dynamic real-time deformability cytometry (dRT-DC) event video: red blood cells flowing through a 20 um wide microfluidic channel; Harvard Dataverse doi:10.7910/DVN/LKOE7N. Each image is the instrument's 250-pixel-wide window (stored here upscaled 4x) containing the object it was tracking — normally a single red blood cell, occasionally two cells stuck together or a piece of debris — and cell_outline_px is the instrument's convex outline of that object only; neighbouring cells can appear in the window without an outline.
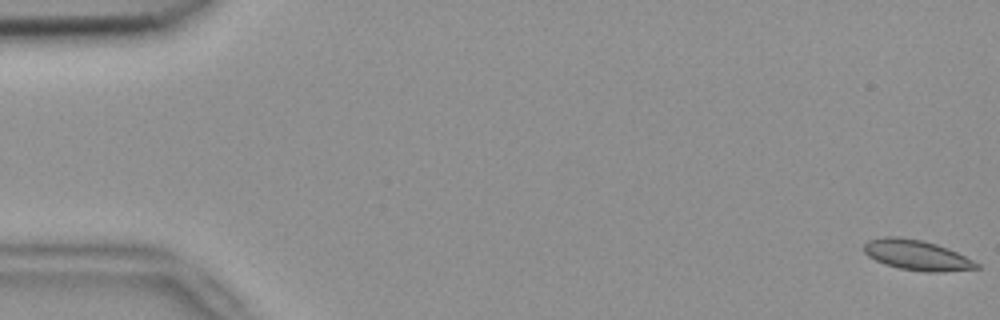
{"species": "common noctule bat (a hibernating species)", "species_latin": "Nyctalus noctula", "temperature_condition": "room temperature", "stored_images_in_passage": 54, "camera_frame_rate_fps": 3000, "um_per_image_px": 0.085, "animal": {"sex": "female", "body_mass_g": 18.4}, "frame": {"image": 1, "passage_image": 1, "time_ms": 0.0, "image_size_px": [1000, 320], "cell_outline_px": [[980, 268], [944, 272], [924, 272], [900, 268], [884, 264], [868, 256], [864, 252], [864, 244], [868, 240], [884, 236], [900, 236], [924, 240], [948, 248], [980, 264]], "centroid_in_image_um": [77.92, 21.67], "position_along_channel_um": 7.1, "area_um2": 19.94}}
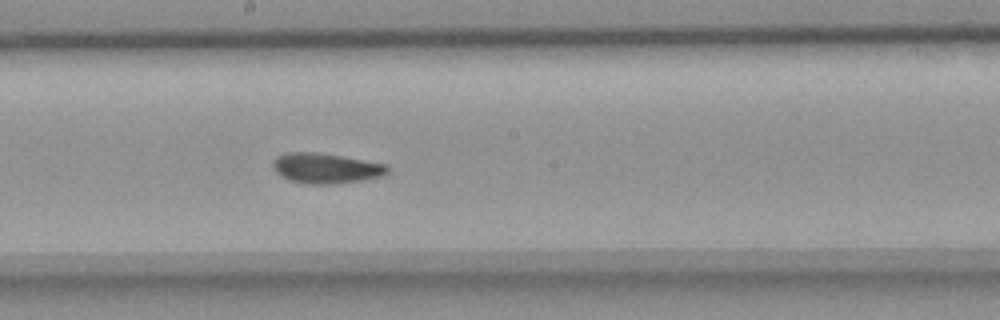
{"frame": {"image": 2, "passage_image": 30, "time_ms": 9.667, "image_size_px": [1000, 320], "cell_outline_px": [[388, 172], [384, 176], [364, 180], [332, 184], [308, 184], [288, 180], [280, 176], [272, 168], [272, 160], [276, 156], [288, 152], [316, 152], [388, 164]], "centroid_in_image_um": [27.68, 14.3], "position_along_channel_um": 220.5, "area_um2": 20.4}}
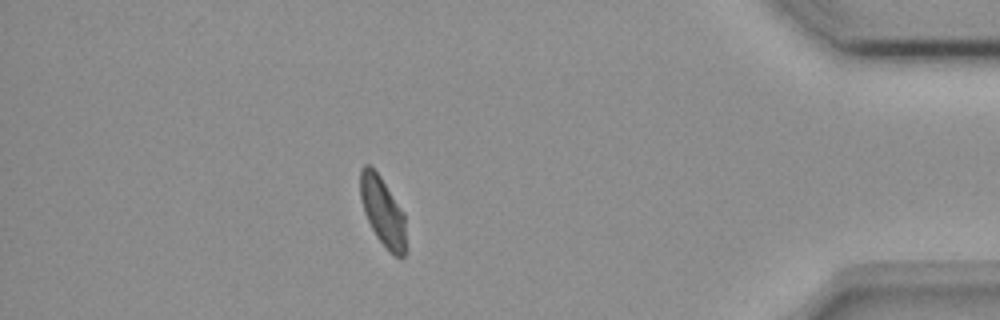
{"frame": {"image": 3, "passage_image": 48, "time_ms": 15.667, "image_size_px": [1000, 320], "cell_outline_px": [[404, 256], [400, 260], [376, 236], [364, 212], [360, 196], [360, 168], [364, 164], [368, 164], [380, 176], [404, 212]], "centroid_in_image_um": [32.5, 17.92], "position_along_channel_um": 402.7, "area_um2": 17.86}, "authors_computed_cell_mechanics": {"area_um2": 19.4497, "velocity_mm_per_s": 3.7586, "shape_relaxation_time_tau1_ms": 5.0554, "shape_relaxation_time_tau2_ms": 1.9111, "deformation_change_tau1": 0.1251, "deformation_change_tau2": 0.0496}}